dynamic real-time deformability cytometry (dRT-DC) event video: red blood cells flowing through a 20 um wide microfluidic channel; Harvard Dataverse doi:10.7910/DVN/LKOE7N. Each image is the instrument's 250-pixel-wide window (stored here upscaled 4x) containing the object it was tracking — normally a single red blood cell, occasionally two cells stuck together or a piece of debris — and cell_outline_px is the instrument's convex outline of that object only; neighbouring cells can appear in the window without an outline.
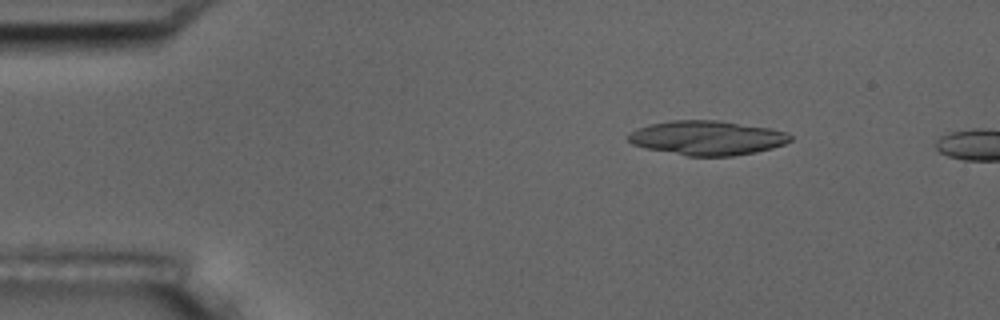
{"species": "common noctule bat (a hibernating species)", "species_latin": "Nyctalus noctula", "temperature_condition": "room temperature", "stored_images_in_passage": 4, "camera_frame_rate_fps": 3000, "um_per_image_px": 0.085, "animal": {"sex": "male", "body_mass_g": 17.5, "forearm_length_mm": 52.3}, "frame": {"image": 1, "passage_image": 3, "time_ms": 2.333, "image_size_px": [1000, 320], "cell_outline_px": [[792, 140], [784, 144], [772, 148], [756, 152], [732, 156], [688, 156], [644, 148], [632, 144], [628, 140], [628, 136], [636, 128], [652, 124], [672, 120], [720, 120], [768, 128], [784, 132], [792, 136]], "centroid_in_image_um": [60.1, 11.72], "position_along_channel_um": 24.9, "area_um2": 32.37}}